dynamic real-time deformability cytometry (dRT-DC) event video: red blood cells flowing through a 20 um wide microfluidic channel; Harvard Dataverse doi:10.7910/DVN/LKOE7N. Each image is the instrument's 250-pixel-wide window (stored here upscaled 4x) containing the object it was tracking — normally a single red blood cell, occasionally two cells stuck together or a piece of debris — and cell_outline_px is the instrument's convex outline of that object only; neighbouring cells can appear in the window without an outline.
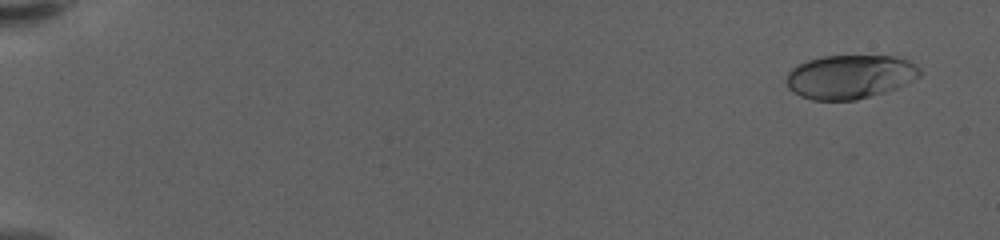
{"species": "human", "species_latin": "Homo sapiens", "temperature_condition": "warm", "stored_images_in_passage": 59, "camera_frame_rate_fps": 3000, "um_per_image_px": 0.085, "donor": {"sex": "female"}, "frame": {"image": 1, "passage_image": 2, "time_ms": 0.333, "image_size_px": [1000, 240], "cell_outline_px": [[920, 76], [896, 88], [884, 92], [856, 100], [812, 100], [800, 96], [792, 92], [788, 88], [788, 72], [792, 68], [808, 60], [824, 56], [892, 56], [908, 60], [920, 68]], "centroid_in_image_um": [72.24, 6.53], "position_along_channel_um": 12.8, "area_um2": 33.87}}
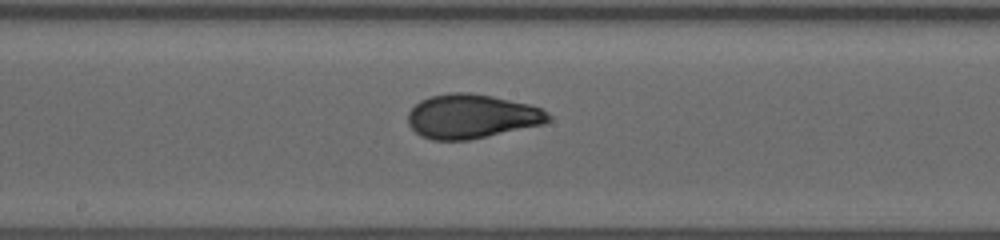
{"frame": {"image": 2, "passage_image": 33, "time_ms": 10.667, "image_size_px": [1000, 240], "cell_outline_px": [[552, 116], [544, 124], [468, 140], [432, 140], [420, 136], [408, 124], [408, 112], [420, 100], [428, 96], [448, 92], [468, 92], [492, 96], [528, 104], [540, 108]], "centroid_in_image_um": [40.05, 9.88], "position_along_channel_um": 208.1, "area_um2": 36.13}}
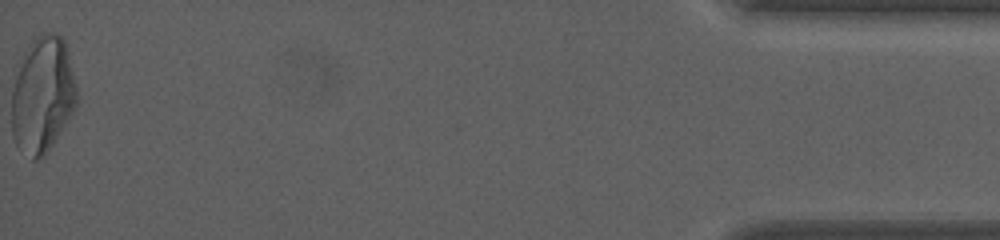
{"frame": {"image": 3, "passage_image": 59, "time_ms": 19.333, "image_size_px": [1000, 240], "cell_outline_px": [[76, 104], [72, 112], [52, 144], [44, 156], [36, 160], [32, 160], [16, 144], [12, 136], [12, 88], [24, 52], [36, 36], [44, 32], [56, 32], [64, 40], [68, 52], [76, 88]], "centroid_in_image_um": [3.6, 8.05], "position_along_channel_um": 431.6, "area_um2": 43.58}, "authors_computed_cell_mechanics": {"area_um2": 35.4314, "velocity_mm_per_s": 3.5556, "shape_relaxation_time_tau1_ms": 6.8604, "shape_relaxation_time_tau2_ms": 0.8271, "deformation_change_tau1": 0.2188, "deformation_change_tau2": 0.0588}}